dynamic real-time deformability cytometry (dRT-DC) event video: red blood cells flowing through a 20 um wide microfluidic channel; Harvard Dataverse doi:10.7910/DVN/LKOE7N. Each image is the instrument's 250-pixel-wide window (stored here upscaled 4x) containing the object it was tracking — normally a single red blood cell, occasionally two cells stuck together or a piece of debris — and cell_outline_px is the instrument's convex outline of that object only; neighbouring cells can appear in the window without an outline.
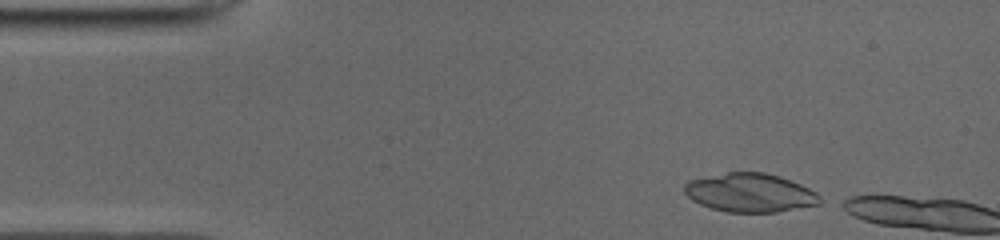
{"species": "common noctule bat (a hibernating species)", "species_latin": "Nyctalus noctula", "temperature_condition": "cold", "stored_images_in_passage": 3, "camera_frame_rate_fps": 3000, "um_per_image_px": 0.085, "animal": {"sex": "male", "body_mass_g": 19.0, "forearm_length_mm": 50.8}, "frame": {"image": 1, "passage_image": 1, "time_ms": 0.0, "image_size_px": [1000, 240], "cell_outline_px": [[820, 204], [776, 212], [728, 212], [712, 208], [700, 204], [692, 200], [684, 192], [684, 184], [688, 180], [728, 172], [764, 172], [780, 176], [800, 184], [816, 192], [820, 196]], "centroid_in_image_um": [63.74, 16.37], "position_along_channel_um": 21.3, "area_um2": 30.46}}